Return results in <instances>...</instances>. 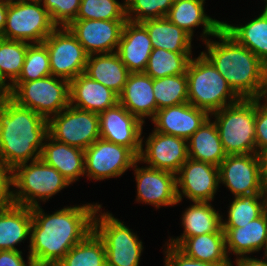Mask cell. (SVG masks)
<instances>
[{
	"label": "cell",
	"instance_id": "6da1fadb",
	"mask_svg": "<svg viewBox=\"0 0 267 266\" xmlns=\"http://www.w3.org/2000/svg\"><path fill=\"white\" fill-rule=\"evenodd\" d=\"M100 204L67 206L45 214L39 206L31 208L29 256L34 262H60L67 252L91 231Z\"/></svg>",
	"mask_w": 267,
	"mask_h": 266
},
{
	"label": "cell",
	"instance_id": "7a4b0ae2",
	"mask_svg": "<svg viewBox=\"0 0 267 266\" xmlns=\"http://www.w3.org/2000/svg\"><path fill=\"white\" fill-rule=\"evenodd\" d=\"M47 135L48 120L42 115L10 98L0 99V159L11 170L40 159Z\"/></svg>",
	"mask_w": 267,
	"mask_h": 266
},
{
	"label": "cell",
	"instance_id": "3957f363",
	"mask_svg": "<svg viewBox=\"0 0 267 266\" xmlns=\"http://www.w3.org/2000/svg\"><path fill=\"white\" fill-rule=\"evenodd\" d=\"M205 41L207 52H201L225 78L241 99H260L267 66L248 48L240 45L223 28Z\"/></svg>",
	"mask_w": 267,
	"mask_h": 266
},
{
	"label": "cell",
	"instance_id": "277c9868",
	"mask_svg": "<svg viewBox=\"0 0 267 266\" xmlns=\"http://www.w3.org/2000/svg\"><path fill=\"white\" fill-rule=\"evenodd\" d=\"M186 75L188 102L209 115L241 100L202 53L197 58H191Z\"/></svg>",
	"mask_w": 267,
	"mask_h": 266
},
{
	"label": "cell",
	"instance_id": "5b68a950",
	"mask_svg": "<svg viewBox=\"0 0 267 266\" xmlns=\"http://www.w3.org/2000/svg\"><path fill=\"white\" fill-rule=\"evenodd\" d=\"M70 183L41 158L16 166L12 170V203L26 207L39 206ZM19 189V190H18Z\"/></svg>",
	"mask_w": 267,
	"mask_h": 266
},
{
	"label": "cell",
	"instance_id": "8992f818",
	"mask_svg": "<svg viewBox=\"0 0 267 266\" xmlns=\"http://www.w3.org/2000/svg\"><path fill=\"white\" fill-rule=\"evenodd\" d=\"M212 115L227 155L256 154L255 99H241Z\"/></svg>",
	"mask_w": 267,
	"mask_h": 266
},
{
	"label": "cell",
	"instance_id": "52a82bcc",
	"mask_svg": "<svg viewBox=\"0 0 267 266\" xmlns=\"http://www.w3.org/2000/svg\"><path fill=\"white\" fill-rule=\"evenodd\" d=\"M10 99L48 120L70 105V81L50 75L30 82H14Z\"/></svg>",
	"mask_w": 267,
	"mask_h": 266
},
{
	"label": "cell",
	"instance_id": "ba28073f",
	"mask_svg": "<svg viewBox=\"0 0 267 266\" xmlns=\"http://www.w3.org/2000/svg\"><path fill=\"white\" fill-rule=\"evenodd\" d=\"M101 207L100 205L95 212L93 230L104 243L106 266H139L143 242L112 213H101Z\"/></svg>",
	"mask_w": 267,
	"mask_h": 266
},
{
	"label": "cell",
	"instance_id": "9c48e42d",
	"mask_svg": "<svg viewBox=\"0 0 267 266\" xmlns=\"http://www.w3.org/2000/svg\"><path fill=\"white\" fill-rule=\"evenodd\" d=\"M56 27L41 1L9 2L2 38L42 43Z\"/></svg>",
	"mask_w": 267,
	"mask_h": 266
},
{
	"label": "cell",
	"instance_id": "30bf717a",
	"mask_svg": "<svg viewBox=\"0 0 267 266\" xmlns=\"http://www.w3.org/2000/svg\"><path fill=\"white\" fill-rule=\"evenodd\" d=\"M48 135L58 142L86 150L100 138L99 115L69 105L48 119Z\"/></svg>",
	"mask_w": 267,
	"mask_h": 266
},
{
	"label": "cell",
	"instance_id": "8fae6325",
	"mask_svg": "<svg viewBox=\"0 0 267 266\" xmlns=\"http://www.w3.org/2000/svg\"><path fill=\"white\" fill-rule=\"evenodd\" d=\"M42 43L49 53L52 76L71 81L85 72L88 54L68 27H56Z\"/></svg>",
	"mask_w": 267,
	"mask_h": 266
},
{
	"label": "cell",
	"instance_id": "7c38bea8",
	"mask_svg": "<svg viewBox=\"0 0 267 266\" xmlns=\"http://www.w3.org/2000/svg\"><path fill=\"white\" fill-rule=\"evenodd\" d=\"M85 153V175L90 180L120 177L133 167L138 156L128 147L99 138Z\"/></svg>",
	"mask_w": 267,
	"mask_h": 266
},
{
	"label": "cell",
	"instance_id": "4fadbf2b",
	"mask_svg": "<svg viewBox=\"0 0 267 266\" xmlns=\"http://www.w3.org/2000/svg\"><path fill=\"white\" fill-rule=\"evenodd\" d=\"M218 168L219 183L224 184L234 197L267 193L257 154L227 155Z\"/></svg>",
	"mask_w": 267,
	"mask_h": 266
},
{
	"label": "cell",
	"instance_id": "5bb4252c",
	"mask_svg": "<svg viewBox=\"0 0 267 266\" xmlns=\"http://www.w3.org/2000/svg\"><path fill=\"white\" fill-rule=\"evenodd\" d=\"M219 184L218 166L188 158L176 173L178 202L183 195L192 202H210Z\"/></svg>",
	"mask_w": 267,
	"mask_h": 266
},
{
	"label": "cell",
	"instance_id": "9a60e30c",
	"mask_svg": "<svg viewBox=\"0 0 267 266\" xmlns=\"http://www.w3.org/2000/svg\"><path fill=\"white\" fill-rule=\"evenodd\" d=\"M127 20H73L67 27L88 55L117 52ZM115 49V50H114Z\"/></svg>",
	"mask_w": 267,
	"mask_h": 266
},
{
	"label": "cell",
	"instance_id": "2e32d148",
	"mask_svg": "<svg viewBox=\"0 0 267 266\" xmlns=\"http://www.w3.org/2000/svg\"><path fill=\"white\" fill-rule=\"evenodd\" d=\"M99 115L100 138L130 148L139 156L143 138V122L120 103Z\"/></svg>",
	"mask_w": 267,
	"mask_h": 266
},
{
	"label": "cell",
	"instance_id": "e0dca14e",
	"mask_svg": "<svg viewBox=\"0 0 267 266\" xmlns=\"http://www.w3.org/2000/svg\"><path fill=\"white\" fill-rule=\"evenodd\" d=\"M138 156L148 167L177 173L189 158L187 140L181 137L162 134L153 130Z\"/></svg>",
	"mask_w": 267,
	"mask_h": 266
},
{
	"label": "cell",
	"instance_id": "ac0fdd59",
	"mask_svg": "<svg viewBox=\"0 0 267 266\" xmlns=\"http://www.w3.org/2000/svg\"><path fill=\"white\" fill-rule=\"evenodd\" d=\"M137 160L133 167L137 183L136 201L161 206H173L178 204L176 192V174L166 170L151 167H138Z\"/></svg>",
	"mask_w": 267,
	"mask_h": 266
},
{
	"label": "cell",
	"instance_id": "d6986e66",
	"mask_svg": "<svg viewBox=\"0 0 267 266\" xmlns=\"http://www.w3.org/2000/svg\"><path fill=\"white\" fill-rule=\"evenodd\" d=\"M209 118V114L189 102L157 110L152 119L154 130L188 140Z\"/></svg>",
	"mask_w": 267,
	"mask_h": 266
},
{
	"label": "cell",
	"instance_id": "ffe728a7",
	"mask_svg": "<svg viewBox=\"0 0 267 266\" xmlns=\"http://www.w3.org/2000/svg\"><path fill=\"white\" fill-rule=\"evenodd\" d=\"M119 103V95L81 73L70 81V105L85 111L100 114Z\"/></svg>",
	"mask_w": 267,
	"mask_h": 266
},
{
	"label": "cell",
	"instance_id": "44dd1931",
	"mask_svg": "<svg viewBox=\"0 0 267 266\" xmlns=\"http://www.w3.org/2000/svg\"><path fill=\"white\" fill-rule=\"evenodd\" d=\"M153 50L151 39L141 23L126 21L117 54L131 73L144 72Z\"/></svg>",
	"mask_w": 267,
	"mask_h": 266
},
{
	"label": "cell",
	"instance_id": "7402d4cb",
	"mask_svg": "<svg viewBox=\"0 0 267 266\" xmlns=\"http://www.w3.org/2000/svg\"><path fill=\"white\" fill-rule=\"evenodd\" d=\"M119 103L143 123L145 117L152 120L158 110L153 93V78L144 72L130 73L119 94Z\"/></svg>",
	"mask_w": 267,
	"mask_h": 266
},
{
	"label": "cell",
	"instance_id": "603a6c76",
	"mask_svg": "<svg viewBox=\"0 0 267 266\" xmlns=\"http://www.w3.org/2000/svg\"><path fill=\"white\" fill-rule=\"evenodd\" d=\"M205 0H175L166 15V18L183 29L191 37L194 28L203 25L202 36L203 41H207L206 37L216 35L222 28L223 22L213 19L205 14Z\"/></svg>",
	"mask_w": 267,
	"mask_h": 266
},
{
	"label": "cell",
	"instance_id": "cb8c5ba5",
	"mask_svg": "<svg viewBox=\"0 0 267 266\" xmlns=\"http://www.w3.org/2000/svg\"><path fill=\"white\" fill-rule=\"evenodd\" d=\"M44 141L40 158L59 171L70 184L85 175L84 150L58 142L49 135Z\"/></svg>",
	"mask_w": 267,
	"mask_h": 266
},
{
	"label": "cell",
	"instance_id": "d4e9b609",
	"mask_svg": "<svg viewBox=\"0 0 267 266\" xmlns=\"http://www.w3.org/2000/svg\"><path fill=\"white\" fill-rule=\"evenodd\" d=\"M222 229L227 255L234 253L238 258V256L243 257L246 256L245 254L258 252L265 247L267 240V210L246 225Z\"/></svg>",
	"mask_w": 267,
	"mask_h": 266
},
{
	"label": "cell",
	"instance_id": "484cf974",
	"mask_svg": "<svg viewBox=\"0 0 267 266\" xmlns=\"http://www.w3.org/2000/svg\"><path fill=\"white\" fill-rule=\"evenodd\" d=\"M183 234L173 239L171 246L178 247L186 238L214 232H224L222 229V216L210 202H194L182 215Z\"/></svg>",
	"mask_w": 267,
	"mask_h": 266
},
{
	"label": "cell",
	"instance_id": "4316f807",
	"mask_svg": "<svg viewBox=\"0 0 267 266\" xmlns=\"http://www.w3.org/2000/svg\"><path fill=\"white\" fill-rule=\"evenodd\" d=\"M84 73L119 95L131 72L113 52L88 55Z\"/></svg>",
	"mask_w": 267,
	"mask_h": 266
},
{
	"label": "cell",
	"instance_id": "83f0119b",
	"mask_svg": "<svg viewBox=\"0 0 267 266\" xmlns=\"http://www.w3.org/2000/svg\"><path fill=\"white\" fill-rule=\"evenodd\" d=\"M31 208L10 203L0 208V251H19L15 245L30 238Z\"/></svg>",
	"mask_w": 267,
	"mask_h": 266
},
{
	"label": "cell",
	"instance_id": "f1b7e54d",
	"mask_svg": "<svg viewBox=\"0 0 267 266\" xmlns=\"http://www.w3.org/2000/svg\"><path fill=\"white\" fill-rule=\"evenodd\" d=\"M208 118L187 140L188 156L191 159L219 166L226 158L214 120Z\"/></svg>",
	"mask_w": 267,
	"mask_h": 266
},
{
	"label": "cell",
	"instance_id": "f546056e",
	"mask_svg": "<svg viewBox=\"0 0 267 266\" xmlns=\"http://www.w3.org/2000/svg\"><path fill=\"white\" fill-rule=\"evenodd\" d=\"M141 24L148 32L153 48L175 53H192V37L166 17L148 19Z\"/></svg>",
	"mask_w": 267,
	"mask_h": 266
},
{
	"label": "cell",
	"instance_id": "4dcf8cb0",
	"mask_svg": "<svg viewBox=\"0 0 267 266\" xmlns=\"http://www.w3.org/2000/svg\"><path fill=\"white\" fill-rule=\"evenodd\" d=\"M177 248L195 260L212 264H232L226 252L224 232L188 237Z\"/></svg>",
	"mask_w": 267,
	"mask_h": 266
},
{
	"label": "cell",
	"instance_id": "1f68e13d",
	"mask_svg": "<svg viewBox=\"0 0 267 266\" xmlns=\"http://www.w3.org/2000/svg\"><path fill=\"white\" fill-rule=\"evenodd\" d=\"M222 28L267 66V10L243 26L223 22Z\"/></svg>",
	"mask_w": 267,
	"mask_h": 266
},
{
	"label": "cell",
	"instance_id": "d6a6232c",
	"mask_svg": "<svg viewBox=\"0 0 267 266\" xmlns=\"http://www.w3.org/2000/svg\"><path fill=\"white\" fill-rule=\"evenodd\" d=\"M61 266H106V249L93 230L73 246L59 262Z\"/></svg>",
	"mask_w": 267,
	"mask_h": 266
},
{
	"label": "cell",
	"instance_id": "836d02e7",
	"mask_svg": "<svg viewBox=\"0 0 267 266\" xmlns=\"http://www.w3.org/2000/svg\"><path fill=\"white\" fill-rule=\"evenodd\" d=\"M228 210L226 221L222 219V228H238L260 217L267 210V193L234 197Z\"/></svg>",
	"mask_w": 267,
	"mask_h": 266
},
{
	"label": "cell",
	"instance_id": "e575fe53",
	"mask_svg": "<svg viewBox=\"0 0 267 266\" xmlns=\"http://www.w3.org/2000/svg\"><path fill=\"white\" fill-rule=\"evenodd\" d=\"M191 55L153 48L144 73L153 79L186 73Z\"/></svg>",
	"mask_w": 267,
	"mask_h": 266
},
{
	"label": "cell",
	"instance_id": "d590c367",
	"mask_svg": "<svg viewBox=\"0 0 267 266\" xmlns=\"http://www.w3.org/2000/svg\"><path fill=\"white\" fill-rule=\"evenodd\" d=\"M153 93L157 109L188 102L186 73L153 79Z\"/></svg>",
	"mask_w": 267,
	"mask_h": 266
},
{
	"label": "cell",
	"instance_id": "8d00e7d4",
	"mask_svg": "<svg viewBox=\"0 0 267 266\" xmlns=\"http://www.w3.org/2000/svg\"><path fill=\"white\" fill-rule=\"evenodd\" d=\"M31 43L0 38V71L12 85L19 77Z\"/></svg>",
	"mask_w": 267,
	"mask_h": 266
},
{
	"label": "cell",
	"instance_id": "74e56055",
	"mask_svg": "<svg viewBox=\"0 0 267 266\" xmlns=\"http://www.w3.org/2000/svg\"><path fill=\"white\" fill-rule=\"evenodd\" d=\"M50 75V58L46 46L43 43L30 44L22 71L15 82H30Z\"/></svg>",
	"mask_w": 267,
	"mask_h": 266
},
{
	"label": "cell",
	"instance_id": "f35d334b",
	"mask_svg": "<svg viewBox=\"0 0 267 266\" xmlns=\"http://www.w3.org/2000/svg\"><path fill=\"white\" fill-rule=\"evenodd\" d=\"M127 20L126 4L116 0H81L75 20Z\"/></svg>",
	"mask_w": 267,
	"mask_h": 266
},
{
	"label": "cell",
	"instance_id": "ab89813d",
	"mask_svg": "<svg viewBox=\"0 0 267 266\" xmlns=\"http://www.w3.org/2000/svg\"><path fill=\"white\" fill-rule=\"evenodd\" d=\"M125 4L127 20L141 23L148 19L166 17L173 0H125Z\"/></svg>",
	"mask_w": 267,
	"mask_h": 266
},
{
	"label": "cell",
	"instance_id": "60d3db41",
	"mask_svg": "<svg viewBox=\"0 0 267 266\" xmlns=\"http://www.w3.org/2000/svg\"><path fill=\"white\" fill-rule=\"evenodd\" d=\"M41 2L57 27H67L75 20L81 4V0H41Z\"/></svg>",
	"mask_w": 267,
	"mask_h": 266
},
{
	"label": "cell",
	"instance_id": "b9f144b4",
	"mask_svg": "<svg viewBox=\"0 0 267 266\" xmlns=\"http://www.w3.org/2000/svg\"><path fill=\"white\" fill-rule=\"evenodd\" d=\"M255 138L257 151L267 148V105L255 99Z\"/></svg>",
	"mask_w": 267,
	"mask_h": 266
},
{
	"label": "cell",
	"instance_id": "7bdbcfd3",
	"mask_svg": "<svg viewBox=\"0 0 267 266\" xmlns=\"http://www.w3.org/2000/svg\"><path fill=\"white\" fill-rule=\"evenodd\" d=\"M165 266H232V264H212L187 257L177 247L167 244Z\"/></svg>",
	"mask_w": 267,
	"mask_h": 266
},
{
	"label": "cell",
	"instance_id": "ee69618b",
	"mask_svg": "<svg viewBox=\"0 0 267 266\" xmlns=\"http://www.w3.org/2000/svg\"><path fill=\"white\" fill-rule=\"evenodd\" d=\"M12 170L0 159V208L12 203Z\"/></svg>",
	"mask_w": 267,
	"mask_h": 266
},
{
	"label": "cell",
	"instance_id": "f6af8a7d",
	"mask_svg": "<svg viewBox=\"0 0 267 266\" xmlns=\"http://www.w3.org/2000/svg\"><path fill=\"white\" fill-rule=\"evenodd\" d=\"M27 258L28 262L25 264L22 251L2 250L0 251V266H32L33 259L29 255Z\"/></svg>",
	"mask_w": 267,
	"mask_h": 266
},
{
	"label": "cell",
	"instance_id": "bcb514c9",
	"mask_svg": "<svg viewBox=\"0 0 267 266\" xmlns=\"http://www.w3.org/2000/svg\"><path fill=\"white\" fill-rule=\"evenodd\" d=\"M257 156H258L259 164H260L261 178L267 190V148L258 150Z\"/></svg>",
	"mask_w": 267,
	"mask_h": 266
},
{
	"label": "cell",
	"instance_id": "7dc6e473",
	"mask_svg": "<svg viewBox=\"0 0 267 266\" xmlns=\"http://www.w3.org/2000/svg\"><path fill=\"white\" fill-rule=\"evenodd\" d=\"M265 259V260H264ZM249 258L247 255L235 259L236 266H267V259ZM233 266V265H232Z\"/></svg>",
	"mask_w": 267,
	"mask_h": 266
},
{
	"label": "cell",
	"instance_id": "c3c4849f",
	"mask_svg": "<svg viewBox=\"0 0 267 266\" xmlns=\"http://www.w3.org/2000/svg\"><path fill=\"white\" fill-rule=\"evenodd\" d=\"M0 71V99L10 98L12 93V85L8 82Z\"/></svg>",
	"mask_w": 267,
	"mask_h": 266
},
{
	"label": "cell",
	"instance_id": "681fc988",
	"mask_svg": "<svg viewBox=\"0 0 267 266\" xmlns=\"http://www.w3.org/2000/svg\"><path fill=\"white\" fill-rule=\"evenodd\" d=\"M8 6V0H0V38L2 37V33L6 24Z\"/></svg>",
	"mask_w": 267,
	"mask_h": 266
},
{
	"label": "cell",
	"instance_id": "f907efd6",
	"mask_svg": "<svg viewBox=\"0 0 267 266\" xmlns=\"http://www.w3.org/2000/svg\"><path fill=\"white\" fill-rule=\"evenodd\" d=\"M262 98L265 101L264 103L267 105V69H266V73H265L263 92H262L260 99L263 100Z\"/></svg>",
	"mask_w": 267,
	"mask_h": 266
},
{
	"label": "cell",
	"instance_id": "816d5d0a",
	"mask_svg": "<svg viewBox=\"0 0 267 266\" xmlns=\"http://www.w3.org/2000/svg\"><path fill=\"white\" fill-rule=\"evenodd\" d=\"M32 266H61L59 262H34Z\"/></svg>",
	"mask_w": 267,
	"mask_h": 266
},
{
	"label": "cell",
	"instance_id": "f5cc1de1",
	"mask_svg": "<svg viewBox=\"0 0 267 266\" xmlns=\"http://www.w3.org/2000/svg\"><path fill=\"white\" fill-rule=\"evenodd\" d=\"M9 2L41 1V0H8Z\"/></svg>",
	"mask_w": 267,
	"mask_h": 266
},
{
	"label": "cell",
	"instance_id": "db71d44e",
	"mask_svg": "<svg viewBox=\"0 0 267 266\" xmlns=\"http://www.w3.org/2000/svg\"><path fill=\"white\" fill-rule=\"evenodd\" d=\"M265 249H264V258H266L267 259V240H266V244H265V247H264Z\"/></svg>",
	"mask_w": 267,
	"mask_h": 266
},
{
	"label": "cell",
	"instance_id": "11a10c76",
	"mask_svg": "<svg viewBox=\"0 0 267 266\" xmlns=\"http://www.w3.org/2000/svg\"><path fill=\"white\" fill-rule=\"evenodd\" d=\"M266 3H265V7H264V10L267 9V0H264Z\"/></svg>",
	"mask_w": 267,
	"mask_h": 266
}]
</instances>
